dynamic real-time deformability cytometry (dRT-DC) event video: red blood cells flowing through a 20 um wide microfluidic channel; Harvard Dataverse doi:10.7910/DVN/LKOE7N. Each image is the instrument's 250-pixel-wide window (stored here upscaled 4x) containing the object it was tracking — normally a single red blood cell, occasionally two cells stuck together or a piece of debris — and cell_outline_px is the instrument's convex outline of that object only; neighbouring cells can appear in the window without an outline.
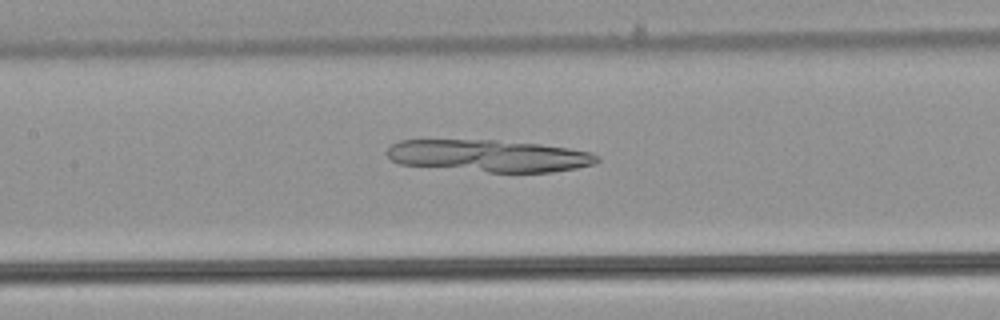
{"species": "common noctule bat (a hibernating species)", "species_latin": "Nyctalus noctula", "temperature_condition": "warm", "stored_images_in_passage": 39, "camera_frame_rate_fps": 3000, "um_per_image_px": 0.085, "animal": {"sex": "male", "body_mass_g": 21.5, "forearm_length_mm": 52.0}, "frame": {"image": 1, "passage_image": 17, "time_ms": 5.333, "image_size_px": [1000, 320], "cell_outline_px": [[600, 160], [596, 164], [576, 168], [552, 172], [488, 172], [400, 164], [392, 160], [388, 156], [388, 148], [392, 144], [400, 140], [496, 140], [540, 144], [568, 148], [588, 152], [600, 156]], "centroid_in_image_um": [41.59, 13.24], "position_along_channel_um": 165.8, "area_um2": 39.19}}